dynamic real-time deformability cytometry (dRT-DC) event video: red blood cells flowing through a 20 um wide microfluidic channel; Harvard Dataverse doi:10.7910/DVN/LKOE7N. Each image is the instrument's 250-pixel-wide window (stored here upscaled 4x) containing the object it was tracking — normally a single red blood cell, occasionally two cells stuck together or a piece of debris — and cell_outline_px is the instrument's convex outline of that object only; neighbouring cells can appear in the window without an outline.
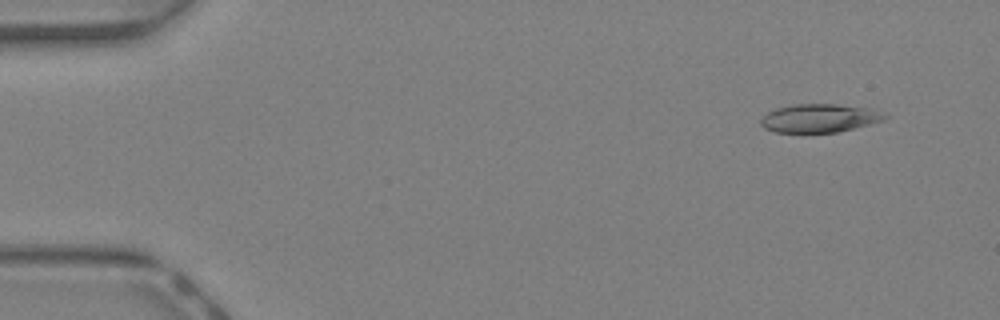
{"species": "Egyptian fruit bat (a non-hibernating species)", "species_latin": "Rousettus aegyptiacus", "temperature_condition": "warm", "stored_images_in_passage": 44, "camera_frame_rate_fps": 3000, "um_per_image_px": 0.085, "animal": {"sex": "female"}, "frame": {"image": 1, "passage_image": 4, "time_ms": 1.0, "image_size_px": [1000, 320], "cell_outline_px": [[892, 116], [884, 120], [836, 132], [776, 132], [764, 128], [760, 124], [760, 120], [768, 112], [776, 108], [792, 104], [836, 104], [868, 108]], "centroid_in_image_um": [69.64, 10.03], "position_along_channel_um": 15.4, "area_um2": 20.35}}
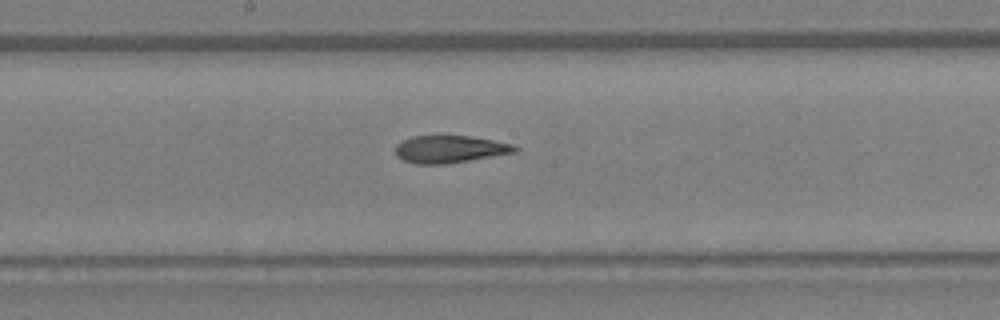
{"frame": {"image": 2, "passage_image": 24, "time_ms": 7.667, "image_size_px": [1000, 320], "cell_outline_px": [[520, 148], [516, 152], [448, 164], [416, 164], [404, 160], [396, 156], [396, 144], [412, 136], [468, 136], [492, 140], [512, 144]], "centroid_in_image_um": [38.23, 12.69], "position_along_channel_um": 210.0, "area_um2": 18.96}}
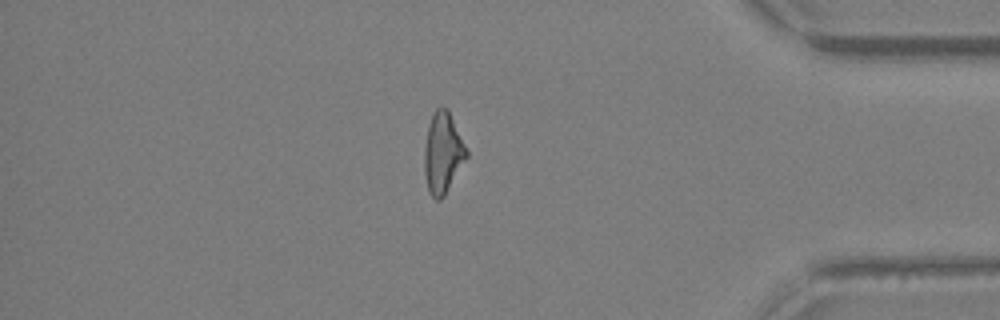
{"frame": {"image": 3, "passage_image": 38, "time_ms": 12.333, "image_size_px": [1000, 320], "cell_outline_px": [[468, 156], [444, 196], [440, 200], [436, 200], [428, 192], [424, 172], [424, 148], [428, 124], [432, 112], [436, 108], [448, 108], [468, 152]], "centroid_in_image_um": [37.62, 13.0], "position_along_channel_um": 397.6, "area_um2": 19.94}, "authors_computed_cell_mechanics": {"area_um2": 20.23, "velocity_mm_per_s": 4.6889, "shape_relaxation_time_tau1_ms": null, "shape_relaxation_time_tau2_ms": 2.4489, "deformation_change_tau1": null, "deformation_change_tau2": 0.1164}}